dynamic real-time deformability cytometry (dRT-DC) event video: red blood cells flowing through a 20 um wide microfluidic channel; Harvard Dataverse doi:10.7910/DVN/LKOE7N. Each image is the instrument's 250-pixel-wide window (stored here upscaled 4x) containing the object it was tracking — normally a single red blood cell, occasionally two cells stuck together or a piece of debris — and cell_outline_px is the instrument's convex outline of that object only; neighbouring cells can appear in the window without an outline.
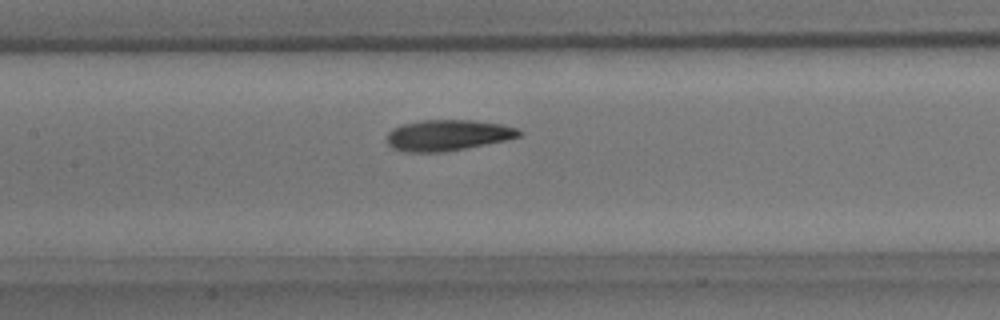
{"species": "common noctule bat (a hibernating species)", "species_latin": "Nyctalus noctula", "temperature_condition": "room temperature", "stored_images_in_passage": 13, "camera_frame_rate_fps": 3000, "um_per_image_px": 0.085, "animal": {"sex": "male", "body_mass_g": 15.6}, "frame": {"image": 1, "passage_image": 8, "time_ms": 2.333, "image_size_px": [1000, 320], "cell_outline_px": [[524, 132], [520, 136], [504, 140], [444, 152], [404, 152], [392, 148], [388, 144], [388, 132], [392, 128], [400, 124], [424, 120], [472, 120], [500, 124], [516, 128]], "centroid_in_image_um": [38.02, 11.49], "position_along_channel_um": 169.4, "area_um2": 23.7}}